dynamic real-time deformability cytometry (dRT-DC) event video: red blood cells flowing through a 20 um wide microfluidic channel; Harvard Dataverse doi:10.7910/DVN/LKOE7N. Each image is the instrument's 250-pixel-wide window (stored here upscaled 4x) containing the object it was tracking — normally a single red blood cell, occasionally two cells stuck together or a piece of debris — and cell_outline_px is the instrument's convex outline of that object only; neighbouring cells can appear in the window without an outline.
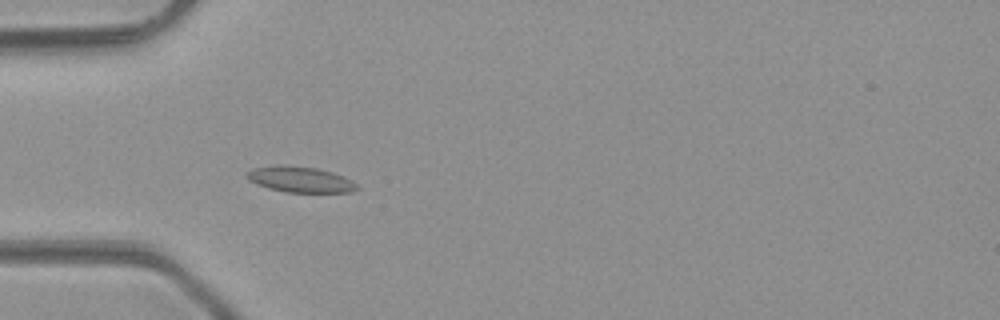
{"species": "common noctule bat (a hibernating species)", "species_latin": "Nyctalus noctula", "temperature_condition": "room temperature", "stored_images_in_passage": 50, "camera_frame_rate_fps": 3000, "um_per_image_px": 0.085, "animal": {"sex": "male", "body_mass_g": 23.1, "forearm_length_mm": 52.7}, "frame": {"image": 1, "passage_image": 16, "time_ms": 5.0, "image_size_px": [1000, 320], "cell_outline_px": [[360, 188], [352, 192], [284, 192], [268, 188], [256, 184], [248, 180], [244, 176], [244, 172], [252, 168], [280, 164], [284, 164], [316, 168], [332, 172], [344, 176], [352, 180]], "centroid_in_image_um": [25.47, 15.24], "position_along_channel_um": 59.5, "area_um2": 16.88}}
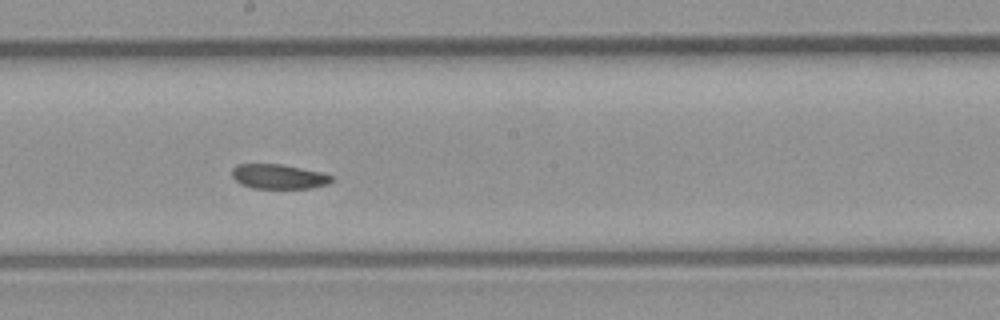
{"frame": {"image": 2, "passage_image": 28, "time_ms": 9.0, "image_size_px": [1000, 320], "cell_outline_px": [[336, 176], [328, 184], [308, 188], [252, 188], [240, 184], [232, 176], [232, 168], [236, 164], [284, 164], [324, 172]], "centroid_in_image_um": [23.72, 14.99], "position_along_channel_um": 224.5, "area_um2": 14.57}}
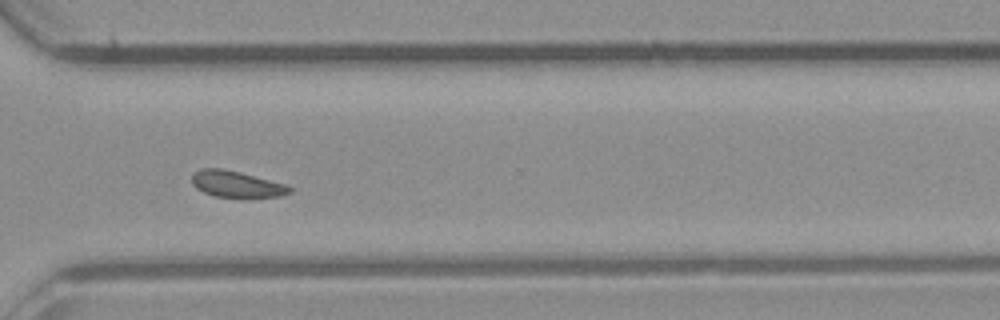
{"frame": {"image": 3, "passage_image": 37, "time_ms": 12.0, "image_size_px": [1000, 320], "cell_outline_px": [[292, 192], [280, 196], [216, 196], [204, 192], [196, 188], [192, 184], [192, 172], [200, 168], [224, 168], [240, 172], [284, 184], [292, 188]], "centroid_in_image_um": [20.04, 15.62], "position_along_channel_um": 350.6, "area_um2": 14.68}}